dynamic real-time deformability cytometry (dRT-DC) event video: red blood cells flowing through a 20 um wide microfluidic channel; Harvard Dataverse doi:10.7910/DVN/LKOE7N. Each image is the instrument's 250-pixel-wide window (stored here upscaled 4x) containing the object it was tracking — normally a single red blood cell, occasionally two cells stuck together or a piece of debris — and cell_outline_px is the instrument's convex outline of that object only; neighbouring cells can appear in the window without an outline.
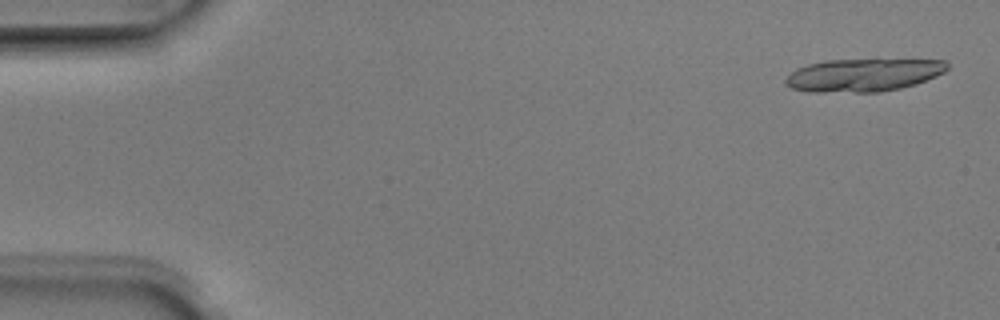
{"species": "Egyptian fruit bat (a non-hibernating species)", "species_latin": "Rousettus aegyptiacus", "temperature_condition": "room temperature", "stored_images_in_passage": 6, "camera_frame_rate_fps": 3000, "um_per_image_px": 0.085, "animal": {"sex": "male"}, "frame": {"image": 1, "passage_image": 1, "time_ms": 0.0, "image_size_px": [1000, 320], "cell_outline_px": [[948, 68], [944, 72], [936, 76], [916, 84], [900, 88], [880, 92], [808, 92], [792, 88], [784, 84], [784, 80], [796, 68], [808, 64], [828, 60], [876, 56], [944, 60], [948, 64]], "centroid_in_image_um": [73.44, 6.32], "position_along_channel_um": 11.6, "area_um2": 32.54}}
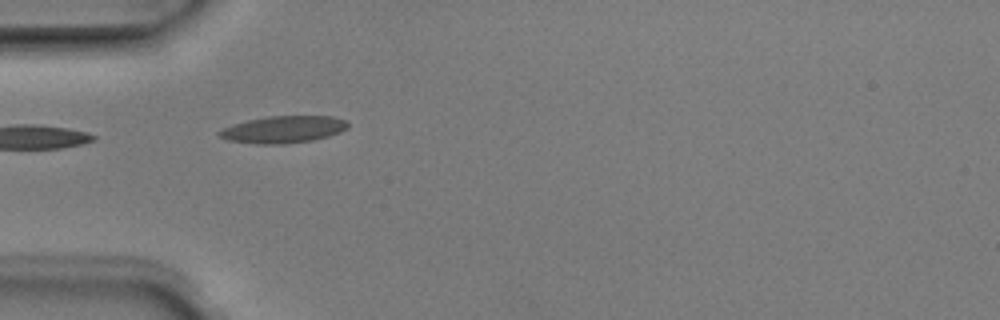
{"frame": {"image": 2, "passage_image": 5, "time_ms": 1.333, "image_size_px": [1000, 320], "cell_outline_px": [[348, 128], [340, 132], [328, 136], [312, 140], [284, 144], [256, 144], [228, 140], [220, 136], [216, 132], [224, 128], [248, 120], [268, 116], [332, 116], [348, 120]], "centroid_in_image_um": [24.12, 11.0], "position_along_channel_um": 60.9, "area_um2": 20.17}}
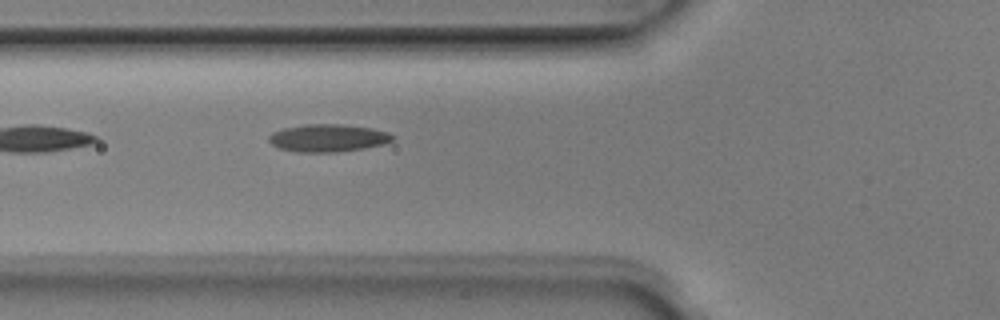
{"frame": {"image": 3, "passage_image": 6, "time_ms": 1.667, "image_size_px": [1000, 320], "cell_outline_px": [[392, 140], [384, 144], [364, 148], [336, 152], [296, 152], [280, 148], [272, 144], [268, 140], [268, 136], [272, 132], [284, 128], [304, 124], [340, 124], [372, 128], [388, 132], [392, 136]], "centroid_in_image_um": [27.85, 11.73], "position_along_channel_um": 98.0, "area_um2": 19.83}}